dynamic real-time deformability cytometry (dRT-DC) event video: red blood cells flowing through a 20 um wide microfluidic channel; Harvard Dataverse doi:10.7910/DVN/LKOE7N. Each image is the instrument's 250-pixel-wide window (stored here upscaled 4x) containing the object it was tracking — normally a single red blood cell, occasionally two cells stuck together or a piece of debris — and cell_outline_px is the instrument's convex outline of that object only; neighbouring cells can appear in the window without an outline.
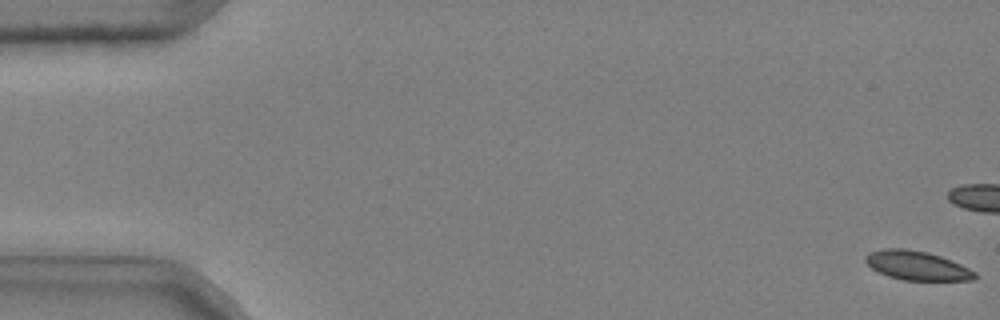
{"species": "common noctule bat (a hibernating species)", "species_latin": "Nyctalus noctula", "temperature_condition": "cold", "stored_images_in_passage": 43, "camera_frame_rate_fps": 3000, "um_per_image_px": 0.085, "animal": {"sex": "male", "body_mass_g": 20.4}, "frame": {"image": 1, "passage_image": 1, "time_ms": 0.0, "image_size_px": [1000, 320], "cell_outline_px": [[976, 276], [972, 280], [904, 280], [888, 276], [872, 268], [864, 260], [864, 256], [868, 252], [880, 248], [908, 248], [928, 252], [940, 256], [960, 264], [976, 272]], "centroid_in_image_um": [77.89, 22.55], "position_along_channel_um": 7.1, "area_um2": 18.55}}
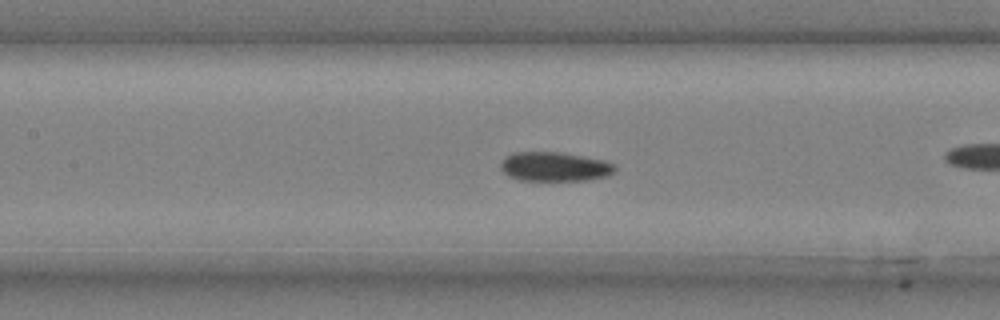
{"frame": {"image": 2, "passage_image": 25, "time_ms": 8.0, "image_size_px": [1000, 320], "cell_outline_px": [[616, 172], [608, 176], [588, 180], [520, 180], [508, 176], [500, 168], [500, 160], [504, 156], [512, 152], [560, 152], [604, 160], [616, 164]], "centroid_in_image_um": [47.14, 14.16], "position_along_channel_um": 160.3, "area_um2": 19.77}}